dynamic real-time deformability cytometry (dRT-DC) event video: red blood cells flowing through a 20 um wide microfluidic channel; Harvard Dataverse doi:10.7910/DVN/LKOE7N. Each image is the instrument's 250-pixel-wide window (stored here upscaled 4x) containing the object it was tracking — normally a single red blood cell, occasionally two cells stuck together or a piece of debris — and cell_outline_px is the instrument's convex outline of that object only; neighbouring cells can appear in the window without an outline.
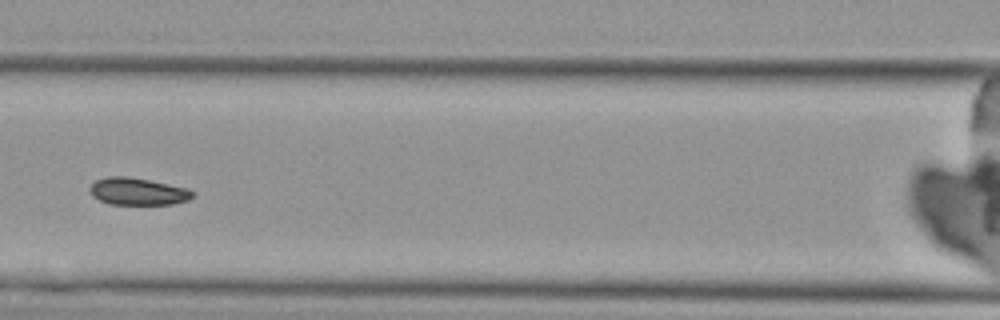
{"species": "Egyptian fruit bat (a non-hibernating species)", "species_latin": "Rousettus aegyptiacus", "temperature_condition": "cold", "stored_images_in_passage": 4, "camera_frame_rate_fps": 3000, "um_per_image_px": 0.085, "animal": {"sex": "female"}, "frame": {"image": 1, "passage_image": 4, "time_ms": 3.333, "image_size_px": [1000, 320], "cell_outline_px": [[196, 192], [188, 200], [172, 204], [108, 204], [92, 196], [88, 188], [96, 180], [108, 176], [128, 176], [188, 188]], "centroid_in_image_um": [11.7, 16.27], "position_along_channel_um": 154.9, "area_um2": 16.3}}